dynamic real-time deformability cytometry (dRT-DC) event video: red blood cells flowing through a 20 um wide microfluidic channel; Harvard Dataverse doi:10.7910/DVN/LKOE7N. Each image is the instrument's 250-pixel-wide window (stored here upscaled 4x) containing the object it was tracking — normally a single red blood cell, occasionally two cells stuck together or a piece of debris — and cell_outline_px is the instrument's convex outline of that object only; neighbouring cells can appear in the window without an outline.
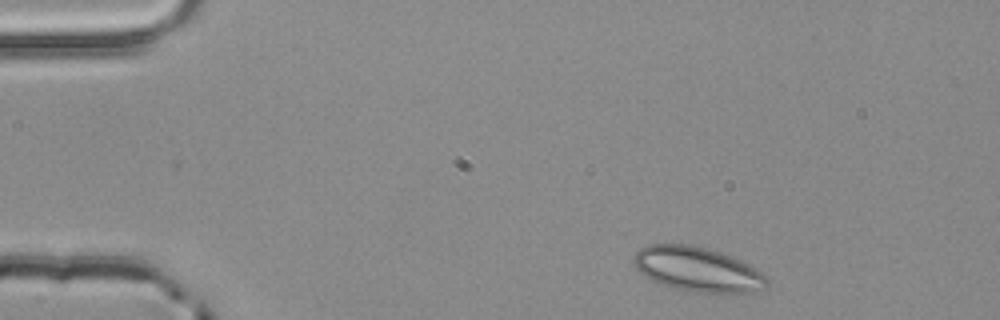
{"species": "common noctule bat (a hibernating species)", "species_latin": "Nyctalus noctula", "temperature_condition": "room temperature", "stored_images_in_passage": 3, "camera_frame_rate_fps": 3000, "um_per_image_px": 0.085, "animal": {"sex": "male", "body_mass_g": 20.4}, "frame": {"image": 1, "passage_image": 1, "time_ms": 0.0, "image_size_px": [1000, 320], "cell_outline_px": [[768, 288], [748, 292], [692, 292], [672, 288], [660, 284], [644, 276], [636, 268], [632, 260], [632, 256], [640, 248], [648, 244], [692, 244], [708, 248], [720, 252], [740, 260], [756, 268], [768, 280]], "centroid_in_image_um": [59.25, 22.88], "position_along_channel_um": 25.8, "area_um2": 34.74}}